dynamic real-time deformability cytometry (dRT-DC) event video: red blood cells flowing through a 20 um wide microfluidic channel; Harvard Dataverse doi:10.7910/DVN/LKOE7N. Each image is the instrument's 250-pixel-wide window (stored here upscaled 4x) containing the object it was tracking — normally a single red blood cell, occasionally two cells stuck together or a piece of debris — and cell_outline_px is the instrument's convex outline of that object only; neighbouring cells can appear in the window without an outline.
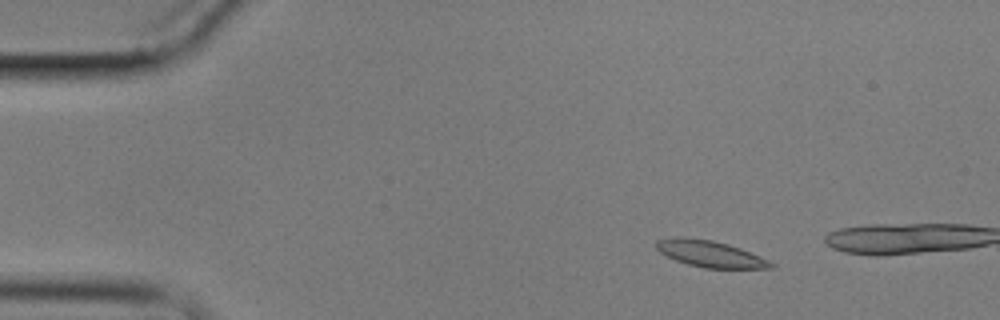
{"species": "common noctule bat (a hibernating species)", "species_latin": "Nyctalus noctula", "temperature_condition": "cold", "stored_images_in_passage": 5, "camera_frame_rate_fps": 3000, "um_per_image_px": 0.085, "animal": {"sex": "male", "body_mass_g": 17.9}, "frame": {"image": 1, "passage_image": 3, "time_ms": 2.333, "image_size_px": [1000, 320], "cell_outline_px": [[776, 268], [704, 268], [688, 264], [676, 260], [660, 252], [656, 248], [656, 240], [676, 236], [712, 240], [728, 244], [740, 248], [760, 256], [776, 264]], "centroid_in_image_um": [60.38, 21.57], "position_along_channel_um": 24.6, "area_um2": 17.63}}